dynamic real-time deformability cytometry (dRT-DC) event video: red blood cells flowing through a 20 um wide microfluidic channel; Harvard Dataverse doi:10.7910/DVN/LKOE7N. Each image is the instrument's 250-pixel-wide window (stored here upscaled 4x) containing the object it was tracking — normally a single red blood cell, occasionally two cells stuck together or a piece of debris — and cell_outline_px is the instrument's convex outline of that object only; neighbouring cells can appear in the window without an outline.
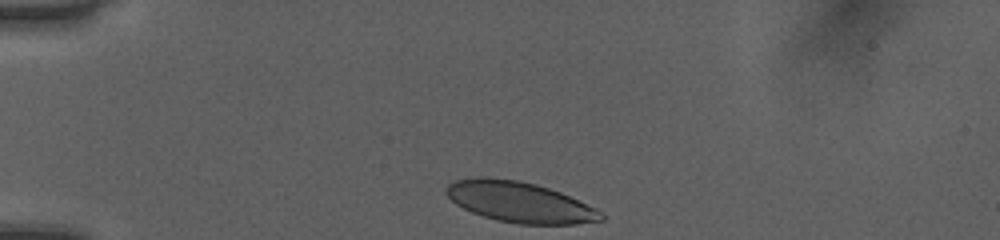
{"species": "human", "species_latin": "Homo sapiens", "temperature_condition": "room temperature", "stored_images_in_passage": 32, "camera_frame_rate_fps": 3000, "um_per_image_px": 0.085, "donor": {"sex": "female"}, "frame": {"image": 1, "passage_image": 1, "time_ms": 0.0, "image_size_px": [1000, 240], "cell_outline_px": [[604, 220], [576, 224], [516, 224], [496, 220], [472, 212], [456, 204], [444, 192], [444, 188], [448, 184], [456, 180], [480, 176], [484, 176], [516, 180], [536, 184], [560, 192], [596, 208], [604, 216]], "centroid_in_image_um": [44.14, 17.17], "position_along_channel_um": 40.9, "area_um2": 36.59}}
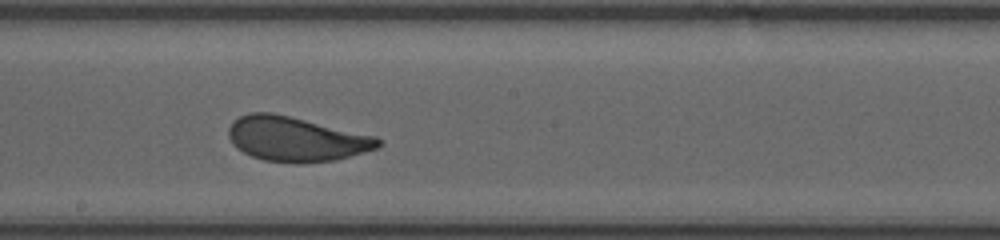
{"frame": {"image": 2, "passage_image": 18, "time_ms": 5.667, "image_size_px": [1000, 240], "cell_outline_px": [[384, 140], [380, 148], [336, 160], [304, 164], [296, 164], [264, 160], [252, 156], [236, 148], [232, 144], [228, 136], [228, 128], [232, 120], [240, 116], [252, 112], [272, 112], [376, 136]], "centroid_in_image_um": [25.18, 11.83], "position_along_channel_um": 223.0, "area_um2": 39.42}}
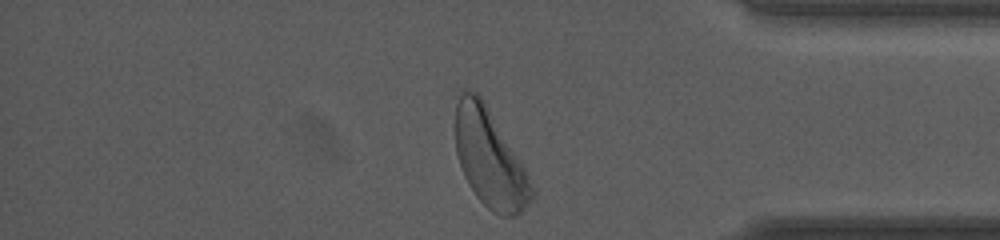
{"frame": {"image": 3, "passage_image": 32, "time_ms": 10.333, "image_size_px": [1000, 240], "cell_outline_px": [[536, 196], [516, 216], [500, 216], [492, 212], [476, 196], [468, 184], [464, 176], [456, 152], [456, 104], [460, 92], [468, 88], [476, 92], [480, 96], [524, 168], [536, 188]], "centroid_in_image_um": [41.63, 13.52], "position_along_channel_um": 393.6, "area_um2": 43.0}, "authors_computed_cell_mechanics": {"area_um2": 38.2347, "velocity_mm_per_s": 4.0145, "shape_relaxation_time_tau1_ms": 1.8983, "shape_relaxation_time_tau2_ms": 0.6478, "deformation_change_tau1": 0.123, "deformation_change_tau2": 0.0563}}